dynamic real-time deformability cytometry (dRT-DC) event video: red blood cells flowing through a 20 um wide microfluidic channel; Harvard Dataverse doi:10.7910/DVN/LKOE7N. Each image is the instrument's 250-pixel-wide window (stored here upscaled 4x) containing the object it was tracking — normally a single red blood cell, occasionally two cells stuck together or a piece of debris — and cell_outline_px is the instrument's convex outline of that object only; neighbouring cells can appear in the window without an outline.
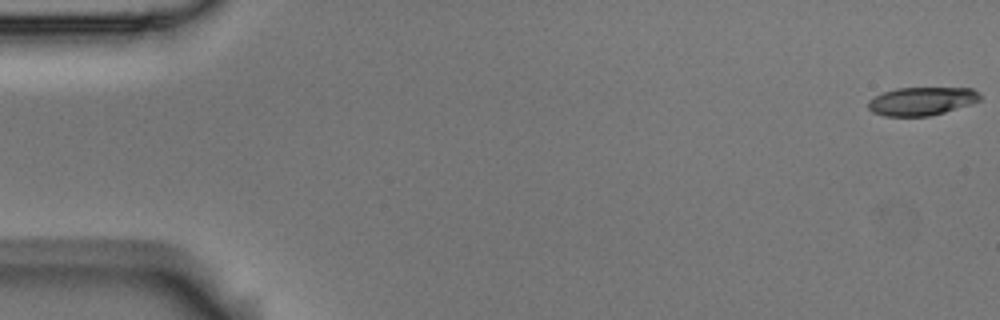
{"species": "Egyptian fruit bat (a non-hibernating species)", "species_latin": "Rousettus aegyptiacus", "temperature_condition": "room temperature", "stored_images_in_passage": 5, "camera_frame_rate_fps": 3000, "um_per_image_px": 0.085, "animal": {"sex": "male"}, "frame": {"image": 1, "passage_image": 1, "time_ms": 0.0, "image_size_px": [1000, 320], "cell_outline_px": [[980, 100], [972, 104], [944, 112], [928, 116], [884, 116], [872, 112], [868, 108], [868, 100], [884, 92], [896, 88], [972, 88], [980, 96]], "centroid_in_image_um": [78.32, 8.6], "position_along_channel_um": 6.7, "area_um2": 18.32}}
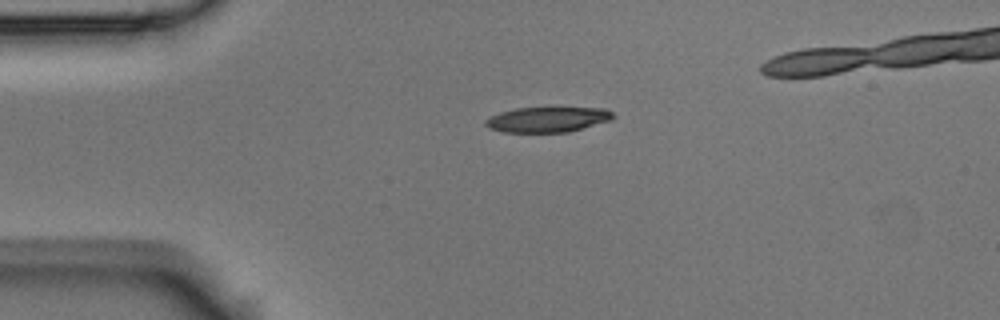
{"frame": {"image": 2, "passage_image": 4, "time_ms": 1.0, "image_size_px": [1000, 320], "cell_outline_px": [[616, 116], [612, 120], [568, 132], [500, 132], [488, 128], [484, 124], [484, 120], [500, 112], [516, 108], [604, 108], [612, 112]], "centroid_in_image_um": [46.53, 10.16], "position_along_channel_um": 38.5, "area_um2": 18.79}}